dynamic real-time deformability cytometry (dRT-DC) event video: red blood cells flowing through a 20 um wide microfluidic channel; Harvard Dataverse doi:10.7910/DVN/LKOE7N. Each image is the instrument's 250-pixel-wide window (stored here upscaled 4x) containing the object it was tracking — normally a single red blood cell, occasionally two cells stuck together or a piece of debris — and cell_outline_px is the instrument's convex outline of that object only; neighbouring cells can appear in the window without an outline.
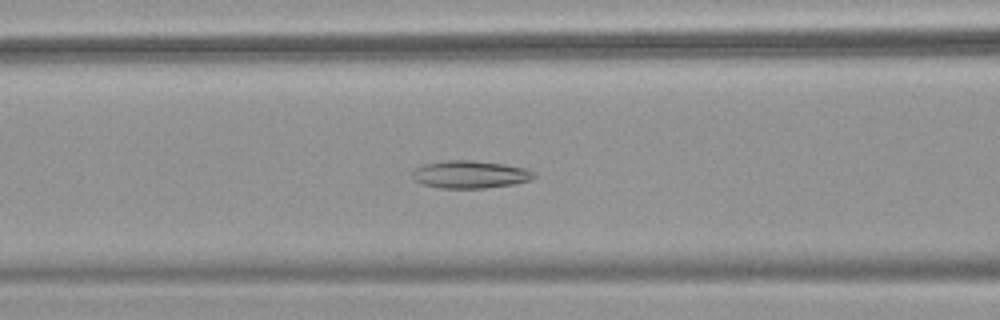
{"species": "common noctule bat (a hibernating species)", "species_latin": "Nyctalus noctula", "temperature_condition": "warm", "stored_images_in_passage": 53, "camera_frame_rate_fps": 3000, "um_per_image_px": 0.085, "animal": {"sex": "female", "body_mass_g": 18.4}, "frame": {"image": 1, "passage_image": 22, "time_ms": 7.0, "image_size_px": [1000, 320], "cell_outline_px": [[536, 176], [532, 180], [512, 184], [484, 188], [440, 188], [420, 184], [412, 180], [412, 172], [420, 164], [448, 160], [472, 160], [504, 164], [524, 168], [536, 172]], "centroid_in_image_um": [39.92, 14.82], "position_along_channel_um": 126.7, "area_um2": 19.83}}
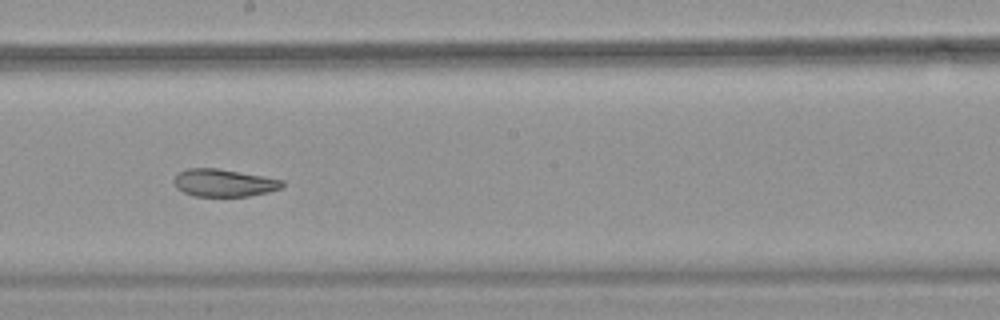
{"frame": {"image": 2, "passage_image": 30, "time_ms": 9.667, "image_size_px": [1000, 320], "cell_outline_px": [[284, 184], [280, 188], [268, 192], [248, 196], [196, 196], [184, 192], [176, 188], [172, 180], [180, 172], [188, 168], [216, 168], [284, 180]], "centroid_in_image_um": [19.01, 15.54], "position_along_channel_um": 229.2, "area_um2": 17.17}}
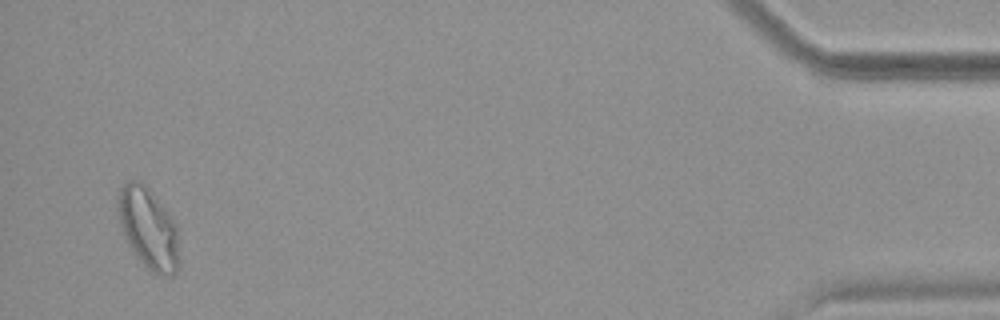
{"frame": {"image": 3, "passage_image": 51, "time_ms": 16.667, "image_size_px": [1000, 320], "cell_outline_px": [[180, 268], [172, 276], [160, 276], [152, 272], [136, 256], [128, 244], [124, 236], [120, 224], [116, 208], [116, 196], [120, 188], [128, 180], [140, 180], [152, 192], [168, 212], [176, 224], [180, 264]], "centroid_in_image_um": [12.6, 19.41], "position_along_channel_um": 422.6, "area_um2": 29.36}, "authors_computed_cell_mechanics": {"area_um2": 23.2934, "velocity_mm_per_s": 3.8632, "shape_relaxation_time_tau1_ms": null, "shape_relaxation_time_tau2_ms": 2.4772, "deformation_change_tau1": null, "deformation_change_tau2": 0.0782}}